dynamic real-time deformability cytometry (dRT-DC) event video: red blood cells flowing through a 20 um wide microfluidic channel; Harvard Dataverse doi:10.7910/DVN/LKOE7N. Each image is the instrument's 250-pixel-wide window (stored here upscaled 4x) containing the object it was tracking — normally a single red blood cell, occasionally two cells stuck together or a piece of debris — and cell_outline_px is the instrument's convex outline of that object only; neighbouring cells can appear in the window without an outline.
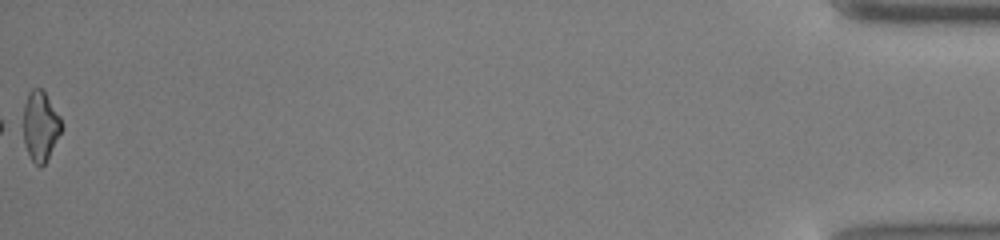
{"species": "common noctule bat (a hibernating species)", "species_latin": "Nyctalus noctula", "temperature_condition": "cold", "stored_images_in_passage": 44, "camera_frame_rate_fps": 3000, "um_per_image_px": 0.085, "animal": {"sex": "male", "body_mass_g": 13.0, "forearm_length_mm": 53.1}, "frame": {"image": 1, "passage_image": 44, "time_ms": 14.333, "image_size_px": [1000, 240], "cell_outline_px": [[64, 128], [44, 164], [40, 168], [32, 160], [24, 144], [24, 104], [28, 92], [32, 88], [40, 88], [44, 92], [60, 116]], "centroid_in_image_um": [3.45, 10.71], "position_along_channel_um": 431.8, "area_um2": 15.49}}